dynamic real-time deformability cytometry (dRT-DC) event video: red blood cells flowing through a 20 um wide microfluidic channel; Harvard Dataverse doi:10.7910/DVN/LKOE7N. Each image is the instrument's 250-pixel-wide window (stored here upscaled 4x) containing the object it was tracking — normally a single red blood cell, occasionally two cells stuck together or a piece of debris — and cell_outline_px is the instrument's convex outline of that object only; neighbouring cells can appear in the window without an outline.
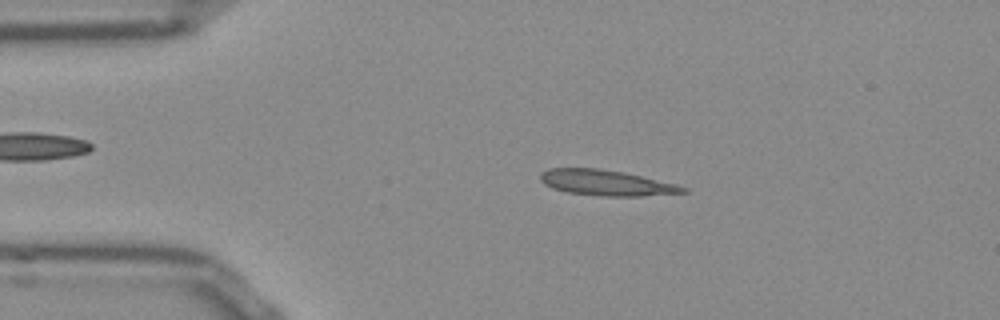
{"species": "Egyptian fruit bat (a non-hibernating species)", "species_latin": "Rousettus aegyptiacus", "temperature_condition": "room temperature", "stored_images_in_passage": 51, "camera_frame_rate_fps": 3000, "um_per_image_px": 0.085, "frame": {"image": 1, "passage_image": 9, "time_ms": 2.667, "image_size_px": [1000, 320], "cell_outline_px": [[688, 192], [640, 196], [608, 196], [568, 192], [552, 188], [544, 184], [540, 180], [540, 172], [548, 168], [596, 168], [624, 172], [676, 184], [688, 188]], "centroid_in_image_um": [51.51, 15.53], "position_along_channel_um": 33.5, "area_um2": 21.15}}
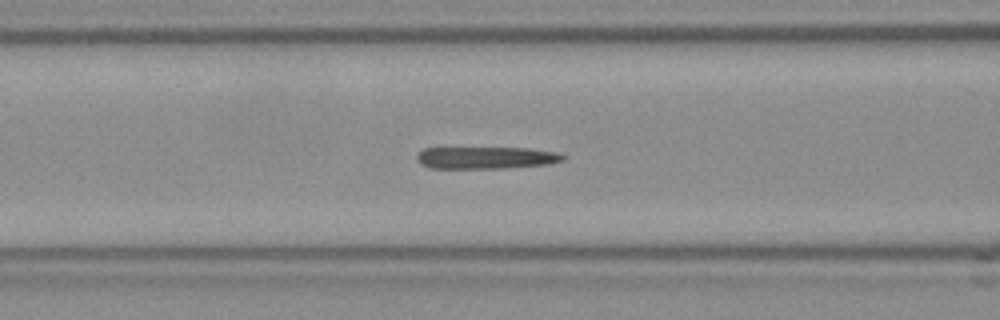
{"frame": {"image": 2, "passage_image": 19, "time_ms": 6.0, "image_size_px": [1000, 320], "cell_outline_px": [[568, 156], [564, 160], [548, 164], [504, 168], [428, 168], [420, 164], [416, 160], [416, 156], [424, 148], [528, 148], [556, 152]], "centroid_in_image_um": [41.31, 13.41], "position_along_channel_um": 125.3, "area_um2": 18.9}}
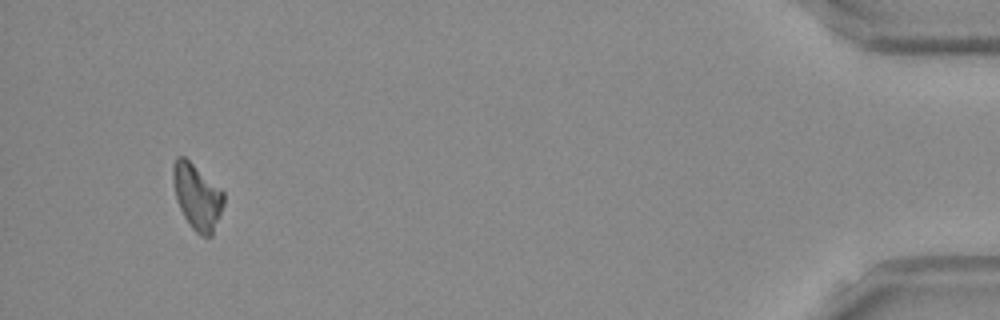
{"frame": {"image": 3, "passage_image": 48, "time_ms": 15.667, "image_size_px": [1000, 320], "cell_outline_px": [[224, 204], [220, 216], [212, 236], [200, 236], [192, 228], [184, 216], [176, 200], [172, 176], [172, 164], [176, 156], [184, 156], [224, 192]], "centroid_in_image_um": [16.74, 16.72], "position_along_channel_um": 418.5, "area_um2": 19.36}}